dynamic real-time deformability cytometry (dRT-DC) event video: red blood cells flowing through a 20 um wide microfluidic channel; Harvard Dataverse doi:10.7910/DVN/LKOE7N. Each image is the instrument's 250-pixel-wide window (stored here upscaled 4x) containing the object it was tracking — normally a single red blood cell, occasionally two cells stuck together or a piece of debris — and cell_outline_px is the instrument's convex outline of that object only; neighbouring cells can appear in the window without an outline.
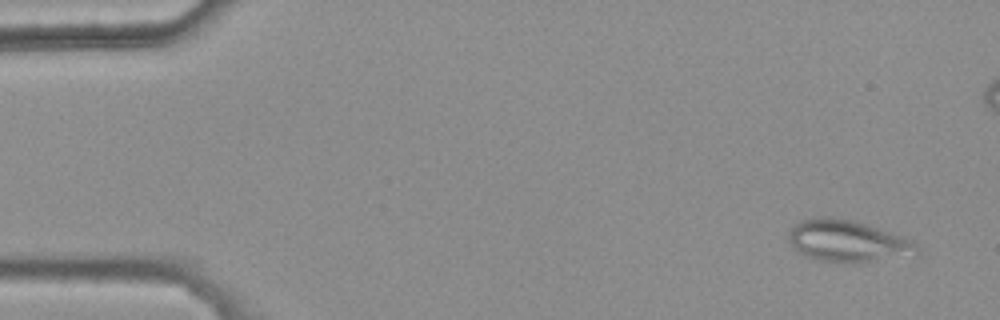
{"species": "common noctule bat (a hibernating species)", "species_latin": "Nyctalus noctula", "temperature_condition": "warm", "stored_images_in_passage": 15, "camera_frame_rate_fps": 3000, "um_per_image_px": 0.085, "animal": {"sex": "female", "body_mass_g": 25.1}, "frame": {"image": 1, "passage_image": 3, "time_ms": 0.667, "image_size_px": [1000, 320], "cell_outline_px": [[920, 252], [864, 264], [820, 260], [804, 256], [792, 248], [788, 240], [788, 232], [800, 220], [816, 216], [832, 216], [852, 220], [868, 224], [880, 228], [912, 240], [916, 244]], "centroid_in_image_um": [72.0, 20.48], "position_along_channel_um": 13.0, "area_um2": 31.62}}